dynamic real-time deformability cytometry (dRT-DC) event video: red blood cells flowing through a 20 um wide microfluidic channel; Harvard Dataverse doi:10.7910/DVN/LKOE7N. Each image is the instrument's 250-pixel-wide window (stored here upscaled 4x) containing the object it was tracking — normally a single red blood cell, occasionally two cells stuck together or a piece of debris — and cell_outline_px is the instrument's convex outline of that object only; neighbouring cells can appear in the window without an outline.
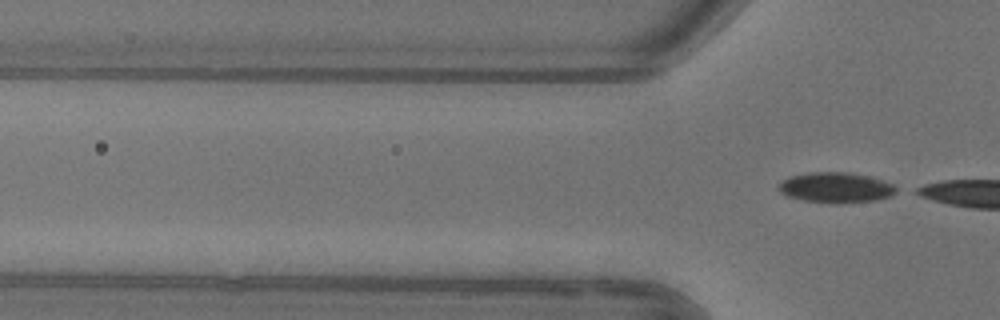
{"species": "common noctule bat (a hibernating species)", "species_latin": "Nyctalus noctula", "temperature_condition": "warm", "stored_images_in_passage": 3, "camera_frame_rate_fps": 3000, "um_per_image_px": 0.085, "animal": {"sex": "female"}, "frame": {"image": 1, "passage_image": 3, "time_ms": 3.333, "image_size_px": [1000, 320], "cell_outline_px": [[900, 192], [892, 196], [876, 200], [836, 204], [828, 204], [804, 200], [788, 196], [780, 192], [780, 180], [788, 176], [808, 172], [852, 172], [868, 176], [892, 184], [900, 188]], "centroid_in_image_um": [71.08, 15.95], "position_along_channel_um": 54.7, "area_um2": 21.21}}